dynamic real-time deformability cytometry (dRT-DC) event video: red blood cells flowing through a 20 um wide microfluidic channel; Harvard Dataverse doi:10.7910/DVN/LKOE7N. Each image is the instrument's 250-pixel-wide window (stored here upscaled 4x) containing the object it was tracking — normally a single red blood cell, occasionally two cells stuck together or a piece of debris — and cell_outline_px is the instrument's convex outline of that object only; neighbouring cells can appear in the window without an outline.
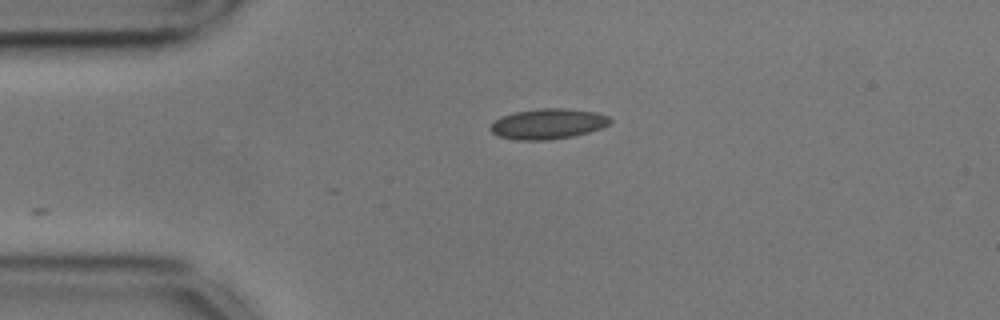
{"species": "common noctule bat (a hibernating species)", "species_latin": "Nyctalus noctula", "temperature_condition": "cold", "stored_images_in_passage": 23, "camera_frame_rate_fps": 3000, "um_per_image_px": 0.085, "animal": {"sex": "male", "body_mass_g": 17.9, "forearm_length_mm": 54.2}, "frame": {"image": 1, "passage_image": 1, "time_ms": 0.0, "image_size_px": [1000, 320], "cell_outline_px": [[612, 120], [608, 124], [600, 128], [588, 132], [572, 136], [548, 140], [516, 140], [500, 136], [492, 132], [488, 128], [492, 120], [500, 116], [516, 112], [540, 108], [564, 108], [596, 112], [608, 116]], "centroid_in_image_um": [46.52, 10.52], "position_along_channel_um": 38.5, "area_um2": 21.21}}
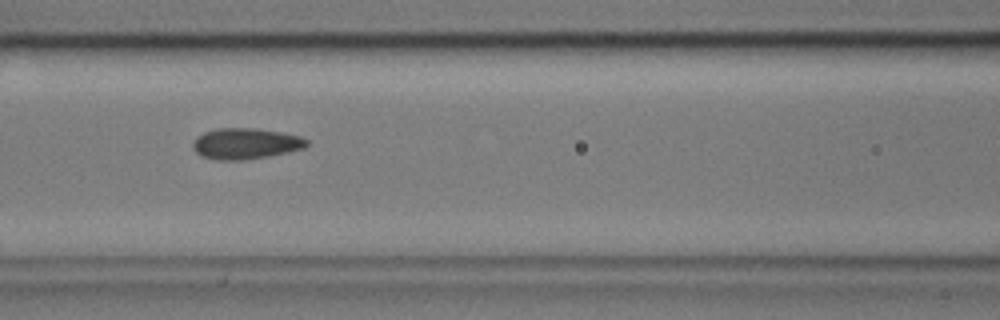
{"frame": {"image": 2, "passage_image": 12, "time_ms": 3.667, "image_size_px": [1000, 320], "cell_outline_px": [[308, 144], [304, 148], [288, 152], [268, 156], [244, 160], [216, 160], [200, 156], [192, 148], [192, 140], [196, 136], [204, 132], [216, 128], [256, 128], [280, 132], [300, 136], [308, 140]], "centroid_in_image_um": [20.83, 12.2], "position_along_channel_um": 145.8, "area_um2": 20.75}}
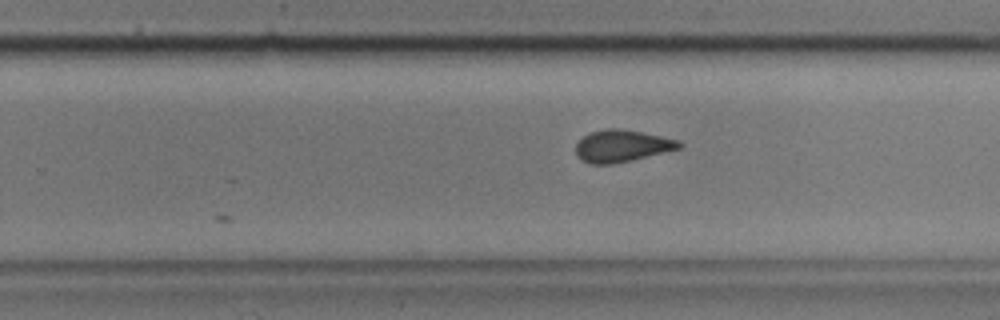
{"frame": {"image": 3, "passage_image": 23, "time_ms": 7.333, "image_size_px": [1000, 320], "cell_outline_px": [[684, 144], [680, 148], [632, 160], [612, 164], [588, 164], [580, 160], [576, 156], [576, 144], [584, 136], [592, 132], [604, 128], [620, 128], [680, 140]], "centroid_in_image_um": [52.84, 12.41], "position_along_channel_um": 277.0, "area_um2": 19.31}}